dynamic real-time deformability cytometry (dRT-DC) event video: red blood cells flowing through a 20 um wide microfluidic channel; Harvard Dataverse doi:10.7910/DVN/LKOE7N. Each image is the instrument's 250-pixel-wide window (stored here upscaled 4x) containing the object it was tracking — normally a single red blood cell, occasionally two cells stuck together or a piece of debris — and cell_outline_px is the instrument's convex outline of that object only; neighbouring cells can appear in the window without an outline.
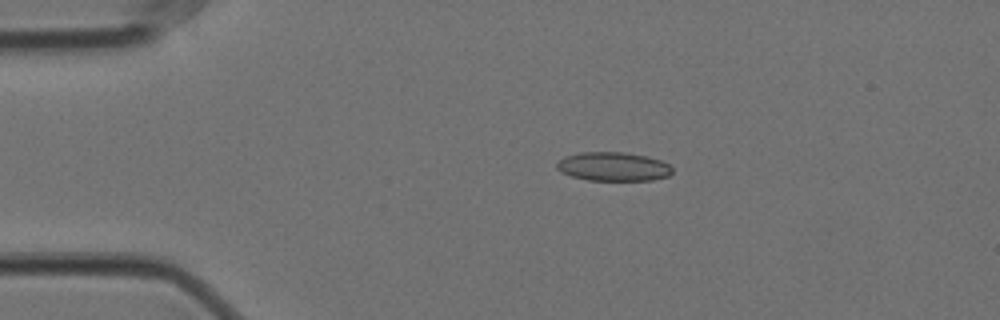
{"species": "Egyptian fruit bat (a non-hibernating species)", "species_latin": "Rousettus aegyptiacus", "temperature_condition": "cold", "stored_images_in_passage": 47, "camera_frame_rate_fps": 3000, "um_per_image_px": 0.085, "animal": {"sex": "female"}, "frame": {"image": 1, "passage_image": 1, "time_ms": 0.0, "image_size_px": [1000, 320], "cell_outline_px": [[672, 172], [668, 176], [652, 180], [588, 180], [572, 176], [560, 172], [556, 168], [556, 164], [564, 156], [580, 152], [624, 152], [644, 156], [660, 160], [668, 164], [672, 168]], "centroid_in_image_um": [52.1, 14.16], "position_along_channel_um": 32.9, "area_um2": 19.36}}
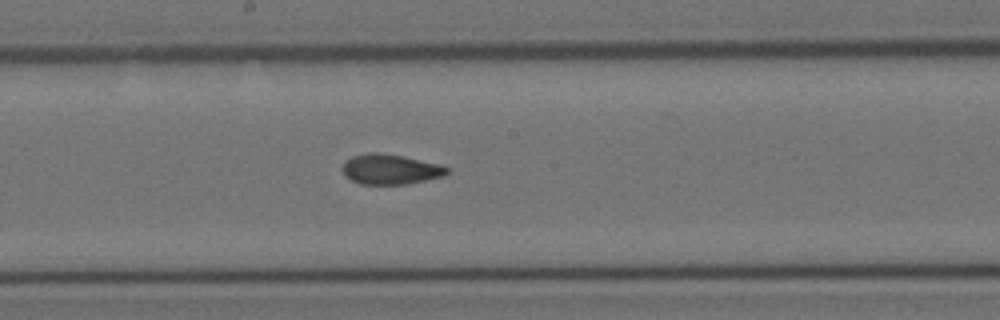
{"frame": {"image": 2, "passage_image": 20, "time_ms": 6.333, "image_size_px": [1000, 320], "cell_outline_px": [[448, 172], [444, 176], [408, 184], [360, 184], [344, 176], [340, 168], [344, 160], [352, 156], [368, 152], [380, 152], [404, 156], [440, 164], [448, 168]], "centroid_in_image_um": [33.13, 14.38], "position_along_channel_um": 215.1, "area_um2": 18.67}}
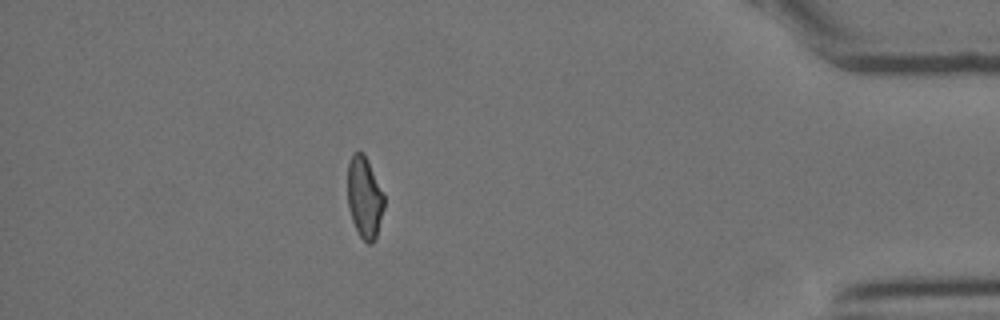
{"frame": {"image": 3, "passage_image": 40, "time_ms": 13.0, "image_size_px": [1000, 320], "cell_outline_px": [[384, 208], [376, 236], [372, 244], [368, 244], [360, 236], [352, 220], [348, 204], [348, 164], [352, 152], [364, 152], [384, 192]], "centroid_in_image_um": [30.99, 16.74], "position_along_channel_um": 404.2, "area_um2": 17.4}, "authors_computed_cell_mechanics": {"area_um2": 18.6116, "velocity_mm_per_s": 3.5419, "shape_relaxation_time_tau1_ms": null, "shape_relaxation_time_tau2_ms": 2.1062, "deformation_change_tau1": null, "deformation_change_tau2": 0.0863}}